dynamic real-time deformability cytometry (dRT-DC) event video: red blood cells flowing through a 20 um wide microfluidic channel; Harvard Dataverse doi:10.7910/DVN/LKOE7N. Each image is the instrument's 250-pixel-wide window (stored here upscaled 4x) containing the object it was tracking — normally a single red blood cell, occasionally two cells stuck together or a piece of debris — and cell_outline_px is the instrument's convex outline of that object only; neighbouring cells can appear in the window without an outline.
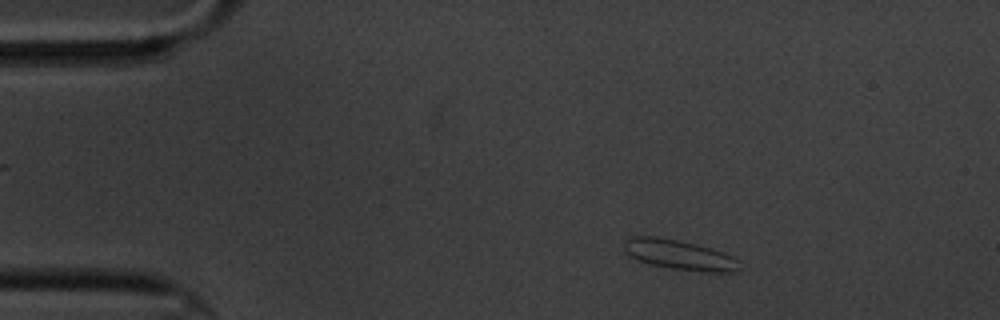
{"species": "common noctule bat (a hibernating species)", "species_latin": "Nyctalus noctula", "temperature_condition": "cold", "stored_images_in_passage": 3, "camera_frame_rate_fps": 3000, "um_per_image_px": 0.085, "animal": {"sex": "male", "body_mass_g": 20.1, "forearm_length_mm": 53.5}, "frame": {"image": 1, "passage_image": 1, "time_ms": 0.0, "image_size_px": [1000, 320], "cell_outline_px": [[740, 268], [736, 272], [700, 272], [672, 268], [648, 264], [636, 260], [624, 252], [624, 240], [632, 236], [656, 236], [680, 240], [696, 244], [732, 256], [740, 260]], "centroid_in_image_um": [57.72, 21.66], "position_along_channel_um": 27.3, "area_um2": 20.35}}